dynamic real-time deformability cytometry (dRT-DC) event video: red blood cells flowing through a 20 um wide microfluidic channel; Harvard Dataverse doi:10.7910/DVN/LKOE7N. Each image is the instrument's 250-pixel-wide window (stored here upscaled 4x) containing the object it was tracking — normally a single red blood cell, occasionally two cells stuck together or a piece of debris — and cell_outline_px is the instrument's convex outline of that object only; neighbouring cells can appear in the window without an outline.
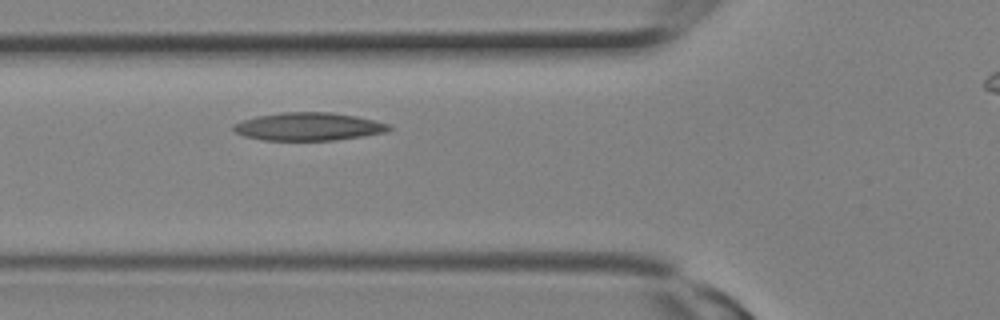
{"species": "Egyptian fruit bat (a non-hibernating species)", "species_latin": "Rousettus aegyptiacus", "temperature_condition": "room temperature", "stored_images_in_passage": 2, "camera_frame_rate_fps": 3000, "um_per_image_px": 0.085, "animal": {"sex": "female"}, "frame": {"image": 1, "passage_image": 2, "time_ms": 0.333, "image_size_px": [1000, 320], "cell_outline_px": [[392, 128], [384, 132], [336, 140], [264, 140], [244, 136], [236, 132], [232, 128], [232, 124], [256, 116], [284, 112], [332, 112], [356, 116], [376, 120], [392, 124]], "centroid_in_image_um": [26.24, 10.75], "position_along_channel_um": 99.6, "area_um2": 25.32}}